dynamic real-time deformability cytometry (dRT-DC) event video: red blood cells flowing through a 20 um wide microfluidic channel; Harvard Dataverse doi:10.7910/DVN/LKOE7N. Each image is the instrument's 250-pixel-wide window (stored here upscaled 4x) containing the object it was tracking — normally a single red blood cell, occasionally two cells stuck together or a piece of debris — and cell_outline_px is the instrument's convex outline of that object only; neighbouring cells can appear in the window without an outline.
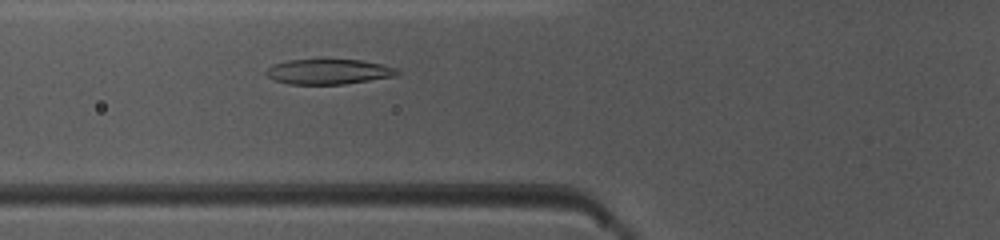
{"species": "common noctule bat (a hibernating species)", "species_latin": "Nyctalus noctula", "temperature_condition": "warm", "stored_images_in_passage": 42, "camera_frame_rate_fps": 3000, "um_per_image_px": 0.085, "animal": {"sex": "female", "body_mass_g": 10.0, "forearm_length_mm": 53.1}, "frame": {"image": 1, "passage_image": 19, "time_ms": 6.0, "image_size_px": [1000, 240], "cell_outline_px": [[400, 72], [396, 76], [344, 84], [288, 84], [272, 80], [264, 72], [268, 68], [276, 64], [288, 60], [320, 56], [324, 56], [360, 60], [380, 64], [396, 68]], "centroid_in_image_um": [27.89, 6.04], "position_along_channel_um": 97.9, "area_um2": 20.11}}
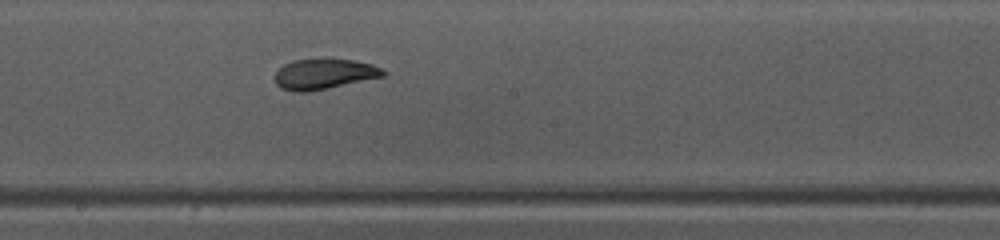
{"frame": {"image": 2, "passage_image": 28, "time_ms": 9.0, "image_size_px": [1000, 240], "cell_outline_px": [[388, 72], [384, 76], [304, 92], [296, 92], [280, 88], [276, 84], [272, 76], [284, 64], [292, 60], [324, 56], [332, 56], [372, 64]], "centroid_in_image_um": [27.49, 6.23], "position_along_channel_um": 220.7, "area_um2": 19.71}}
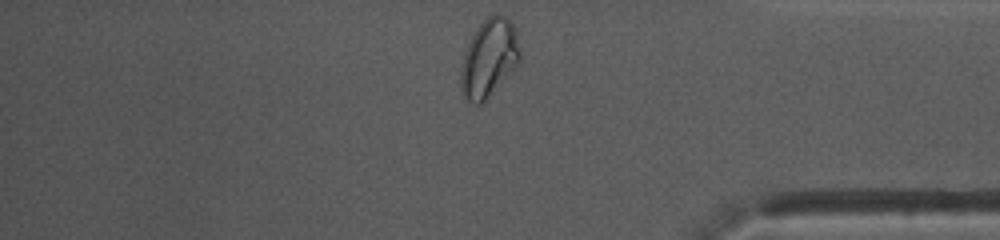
{"frame": {"image": 3, "passage_image": 42, "time_ms": 13.667, "image_size_px": [1000, 240], "cell_outline_px": [[520, 60], [484, 100], [480, 104], [472, 104], [460, 92], [460, 72], [464, 56], [468, 44], [476, 28], [488, 16], [504, 16], [512, 20], [516, 32], [520, 52]], "centroid_in_image_um": [41.54, 4.93], "position_along_channel_um": 393.7, "area_um2": 26.13}, "authors_computed_cell_mechanics": {"area_um2": 20.3456, "velocity_mm_per_s": 4.0704, "shape_relaxation_time_tau1_ms": 6.8136, "shape_relaxation_time_tau2_ms": 1.3873, "deformation_change_tau1": 0.2316, "deformation_change_tau2": 0.0697}}